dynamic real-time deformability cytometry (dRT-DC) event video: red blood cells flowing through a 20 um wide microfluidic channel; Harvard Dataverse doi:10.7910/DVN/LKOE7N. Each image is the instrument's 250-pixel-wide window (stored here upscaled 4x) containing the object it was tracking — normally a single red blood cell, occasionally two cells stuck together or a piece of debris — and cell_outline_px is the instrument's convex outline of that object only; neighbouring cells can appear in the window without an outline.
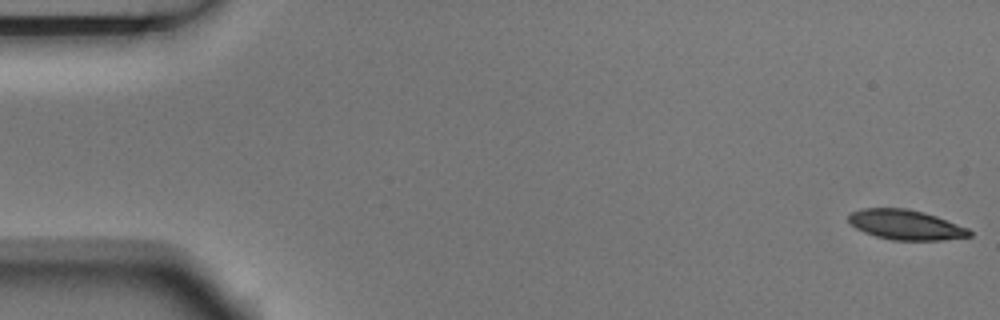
{"species": "Egyptian fruit bat (a non-hibernating species)", "species_latin": "Rousettus aegyptiacus", "temperature_condition": "room temperature", "stored_images_in_passage": 4, "camera_frame_rate_fps": 3000, "um_per_image_px": 0.085, "animal": {"sex": "male"}, "frame": {"image": 1, "passage_image": 1, "time_ms": 0.0, "image_size_px": [1000, 320], "cell_outline_px": [[972, 236], [940, 240], [896, 240], [876, 236], [864, 232], [856, 228], [848, 220], [848, 212], [860, 208], [904, 208], [924, 212], [936, 216], [968, 228], [972, 232]], "centroid_in_image_um": [76.96, 19.09], "position_along_channel_um": 8.0, "area_um2": 21.04}}
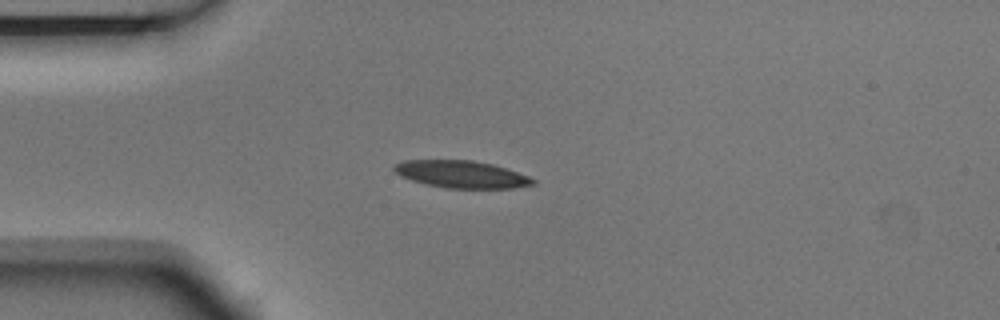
{"frame": {"image": 2, "passage_image": 4, "time_ms": 1.0, "image_size_px": [1000, 320], "cell_outline_px": [[536, 184], [512, 188], [448, 188], [428, 184], [412, 180], [400, 176], [392, 168], [396, 164], [404, 160], [472, 160], [492, 164], [528, 176], [536, 180]], "centroid_in_image_um": [39.23, 14.81], "position_along_channel_um": 45.8, "area_um2": 21.79}}